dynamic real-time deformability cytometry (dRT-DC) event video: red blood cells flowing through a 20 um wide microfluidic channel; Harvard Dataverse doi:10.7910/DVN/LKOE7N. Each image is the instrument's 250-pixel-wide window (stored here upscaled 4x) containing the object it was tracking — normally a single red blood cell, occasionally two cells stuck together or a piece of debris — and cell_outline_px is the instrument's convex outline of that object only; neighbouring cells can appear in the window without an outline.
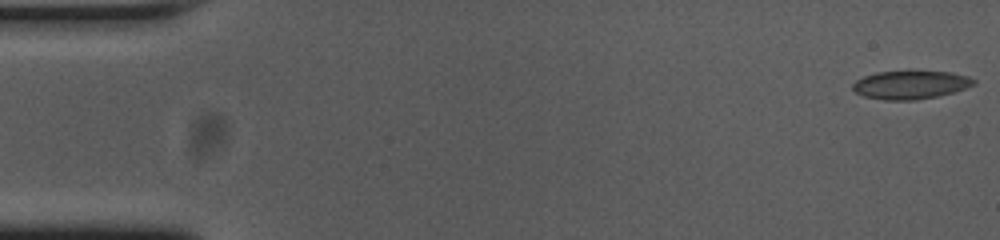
{"species": "common noctule bat (a hibernating species)", "species_latin": "Nyctalus noctula", "temperature_condition": "cold", "stored_images_in_passage": 54, "camera_frame_rate_fps": 3000, "um_per_image_px": 0.085, "animal": {"sex": "female", "body_mass_g": 23.0, "forearm_length_mm": 53.4}, "frame": {"image": 1, "passage_image": 1, "time_ms": 0.0, "image_size_px": [1000, 240], "cell_outline_px": [[976, 84], [952, 92], [936, 96], [916, 100], [884, 100], [864, 96], [856, 92], [852, 88], [852, 84], [856, 80], [864, 76], [876, 72], [952, 72], [968, 76], [976, 80]], "centroid_in_image_um": [77.38, 7.21], "position_along_channel_um": 7.6, "area_um2": 19.71}}
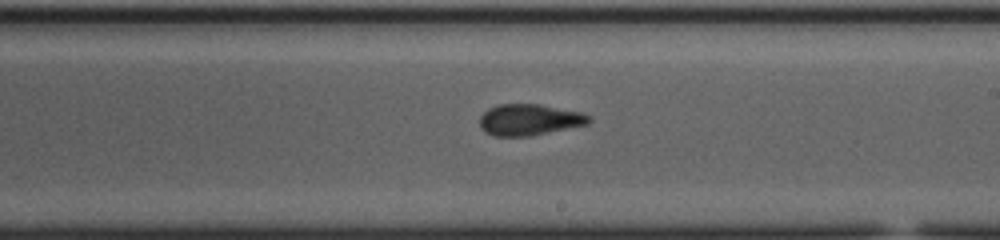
{"frame": {"image": 2, "passage_image": 31, "time_ms": 10.0, "image_size_px": [1000, 240], "cell_outline_px": [[592, 120], [588, 124], [532, 136], [496, 136], [484, 132], [480, 128], [480, 116], [488, 108], [496, 104], [540, 104], [584, 112], [592, 116]], "centroid_in_image_um": [45.02, 10.17], "position_along_channel_um": 244.0, "area_um2": 20.29}}
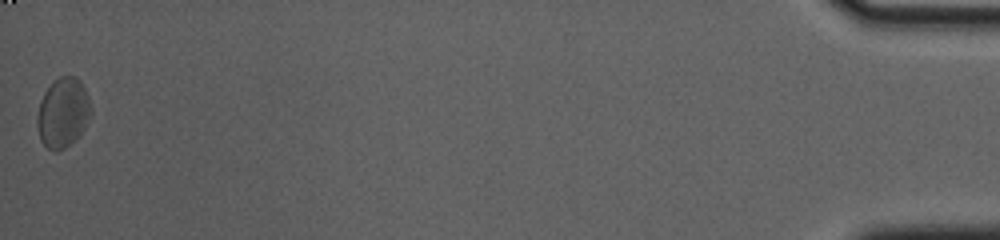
{"frame": {"image": 3, "passage_image": 54, "time_ms": 17.667, "image_size_px": [1000, 240], "cell_outline_px": [[92, 112], [80, 136], [64, 148], [56, 152], [48, 148], [40, 140], [36, 124], [36, 116], [40, 100], [44, 92], [60, 76], [76, 76], [80, 80], [88, 96], [92, 108]], "centroid_in_image_um": [5.35, 9.59], "position_along_channel_um": 429.9, "area_um2": 21.96}, "authors_computed_cell_mechanics": {"area_um2": 20.1433, "velocity_mm_per_s": 3.7337, "shape_relaxation_time_tau1_ms": 7.9497, "shape_relaxation_time_tau2_ms": 2.1648, "deformation_change_tau1": 0.1309, "deformation_change_tau2": 0.0722}}